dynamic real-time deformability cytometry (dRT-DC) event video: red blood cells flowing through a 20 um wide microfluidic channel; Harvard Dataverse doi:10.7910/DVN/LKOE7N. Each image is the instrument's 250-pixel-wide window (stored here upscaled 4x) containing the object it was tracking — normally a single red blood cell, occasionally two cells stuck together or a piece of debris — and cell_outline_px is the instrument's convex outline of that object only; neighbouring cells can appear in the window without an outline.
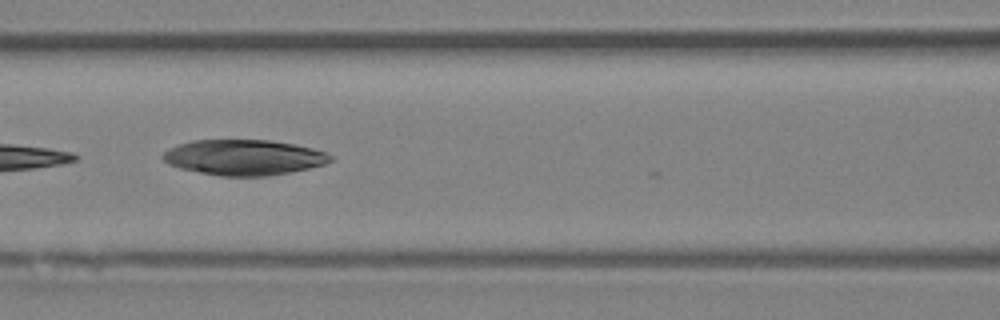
{"species": "Egyptian fruit bat (a non-hibernating species)", "species_latin": "Rousettus aegyptiacus", "temperature_condition": "room temperature", "stored_images_in_passage": 7, "camera_frame_rate_fps": 3000, "um_per_image_px": 0.085, "animal": {"sex": "female"}, "frame": {"image": 1, "passage_image": 6, "time_ms": 5.667, "image_size_px": [1000, 320], "cell_outline_px": [[332, 160], [324, 164], [308, 168], [268, 176], [220, 176], [180, 168], [168, 164], [160, 156], [164, 152], [180, 144], [192, 140], [272, 140], [296, 144], [312, 148], [324, 152], [332, 156]], "centroid_in_image_um": [20.73, 13.37], "position_along_channel_um": 145.9, "area_um2": 34.45}}
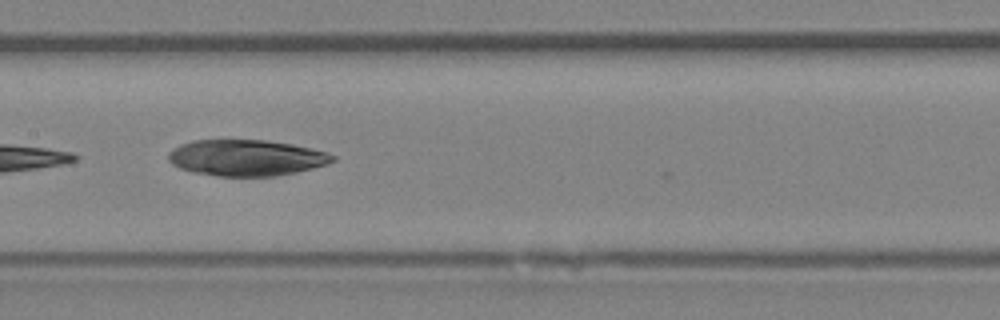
{"frame": {"image": 2, "passage_image": 7, "time_ms": 6.667, "image_size_px": [1000, 320], "cell_outline_px": [[336, 160], [328, 164], [296, 172], [276, 176], [216, 176], [192, 172], [180, 168], [172, 164], [168, 160], [168, 152], [172, 148], [180, 144], [192, 140], [264, 140], [292, 144], [328, 152], [336, 156]], "centroid_in_image_um": [20.92, 13.41], "position_along_channel_um": 186.5, "area_um2": 34.8}}